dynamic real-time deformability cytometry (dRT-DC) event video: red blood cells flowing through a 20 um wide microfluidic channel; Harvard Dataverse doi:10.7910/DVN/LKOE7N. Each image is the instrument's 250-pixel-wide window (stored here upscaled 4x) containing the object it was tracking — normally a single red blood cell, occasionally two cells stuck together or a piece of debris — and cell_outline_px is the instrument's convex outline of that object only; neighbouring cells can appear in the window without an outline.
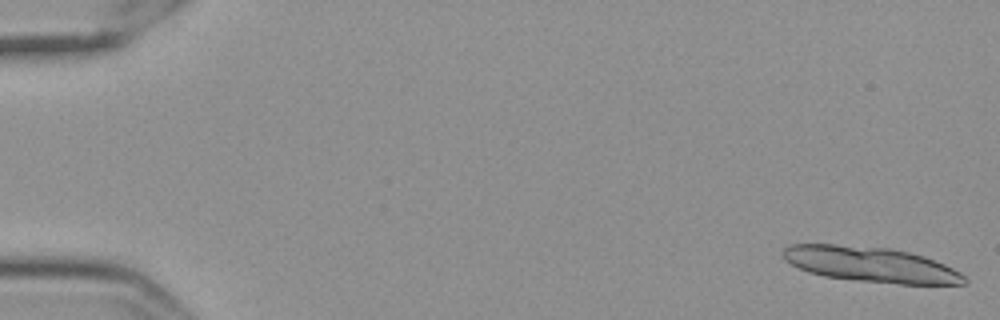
{"species": "Egyptian fruit bat (a non-hibernating species)", "species_latin": "Rousettus aegyptiacus", "temperature_condition": "cold", "stored_images_in_passage": 15, "camera_frame_rate_fps": 3000, "um_per_image_px": 0.085, "frame": {"image": 1, "passage_image": 1, "time_ms": 0.0, "image_size_px": [1000, 320], "cell_outline_px": [[968, 280], [964, 284], [900, 284], [860, 280], [824, 276], [808, 272], [784, 260], [784, 248], [788, 244], [836, 244], [888, 248], [908, 252], [924, 256], [944, 264], [960, 272]], "centroid_in_image_um": [74.02, 22.47], "position_along_channel_um": 11.0, "area_um2": 36.93}}